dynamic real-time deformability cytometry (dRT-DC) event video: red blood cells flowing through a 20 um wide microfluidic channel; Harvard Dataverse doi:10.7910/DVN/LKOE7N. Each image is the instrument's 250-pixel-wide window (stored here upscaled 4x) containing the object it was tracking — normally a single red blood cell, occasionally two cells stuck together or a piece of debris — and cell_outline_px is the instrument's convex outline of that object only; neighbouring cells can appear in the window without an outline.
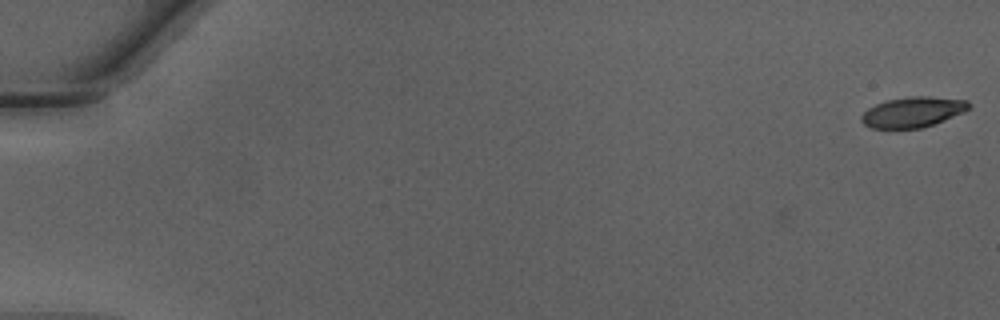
{"species": "Egyptian fruit bat (a non-hibernating species)", "species_latin": "Rousettus aegyptiacus", "temperature_condition": "warm", "stored_images_in_passage": 50, "camera_frame_rate_fps": 3000, "um_per_image_px": 0.085, "animal": {"sex": "male"}, "frame": {"image": 1, "passage_image": 1, "time_ms": 0.0, "image_size_px": [1000, 320], "cell_outline_px": [[972, 108], [964, 112], [944, 120], [920, 128], [872, 128], [864, 124], [860, 120], [860, 116], [868, 108], [876, 104], [888, 100], [908, 96], [928, 96], [968, 100], [972, 104]], "centroid_in_image_um": [77.62, 9.51], "position_along_channel_um": 7.4, "area_um2": 19.07}}
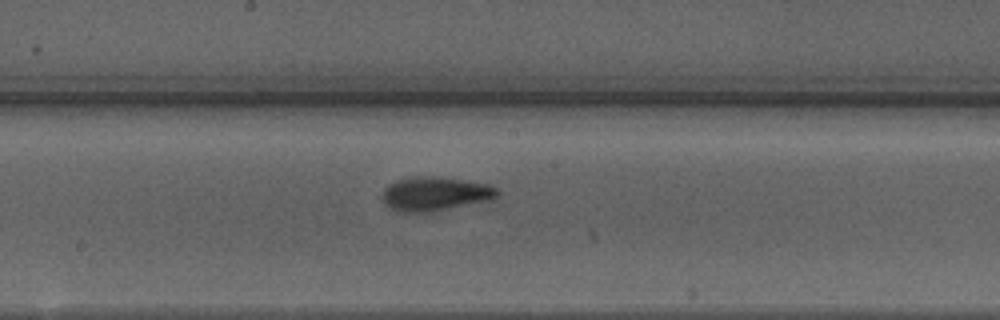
{"frame": {"image": 2, "passage_image": 28, "time_ms": 9.0, "image_size_px": [1000, 320], "cell_outline_px": [[500, 192], [496, 196], [488, 200], [428, 212], [400, 212], [384, 204], [380, 196], [384, 188], [388, 184], [396, 180], [416, 176], [436, 176], [488, 184], [496, 188]], "centroid_in_image_um": [36.91, 16.46], "position_along_channel_um": 211.3, "area_um2": 22.6}}
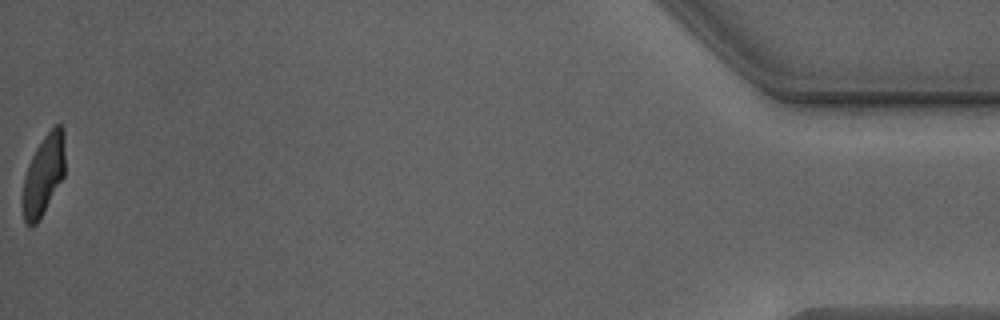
{"frame": {"image": 3, "passage_image": 50, "time_ms": 16.333, "image_size_px": [1000, 320], "cell_outline_px": [[64, 176], [40, 220], [36, 224], [24, 224], [24, 176], [28, 164], [36, 148], [44, 136], [56, 124], [60, 124], [64, 128]], "centroid_in_image_um": [3.73, 14.84], "position_along_channel_um": 431.5, "area_um2": 19.54}, "authors_computed_cell_mechanics": {"area_um2": 21.2126, "velocity_mm_per_s": 4.2742, "shape_relaxation_time_tau1_ms": 3.4165, "shape_relaxation_time_tau2_ms": 1.3423, "deformation_change_tau1": 0.1704, "deformation_change_tau2": 0.0765}}